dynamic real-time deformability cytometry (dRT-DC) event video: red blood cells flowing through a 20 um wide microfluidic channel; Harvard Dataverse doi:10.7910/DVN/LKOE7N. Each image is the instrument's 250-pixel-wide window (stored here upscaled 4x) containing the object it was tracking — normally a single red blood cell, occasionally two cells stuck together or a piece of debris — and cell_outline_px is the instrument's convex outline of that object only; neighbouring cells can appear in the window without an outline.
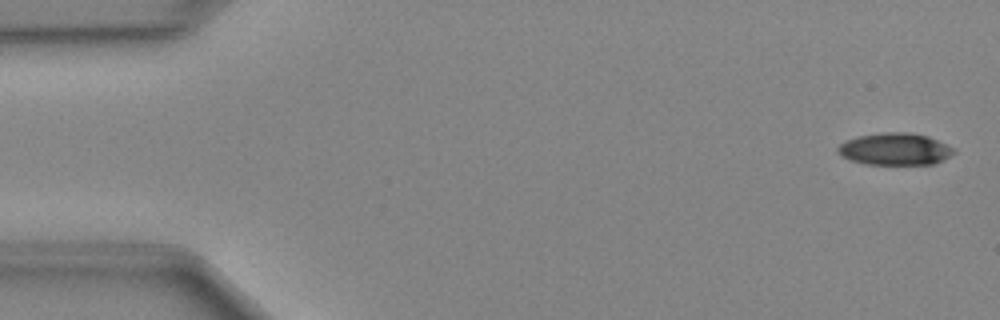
{"species": "Egyptian fruit bat (a non-hibernating species)", "species_latin": "Rousettus aegyptiacus", "temperature_condition": "cold", "stored_images_in_passage": 49, "camera_frame_rate_fps": 3000, "um_per_image_px": 0.085, "animal": {"sex": "female"}, "frame": {"image": 1, "passage_image": 2, "time_ms": 0.333, "image_size_px": [1000, 320], "cell_outline_px": [[956, 152], [932, 164], [868, 164], [852, 160], [840, 156], [836, 152], [836, 148], [844, 140], [856, 136], [880, 132], [912, 132], [928, 136], [956, 148]], "centroid_in_image_um": [76.03, 12.65], "position_along_channel_um": 9.0, "area_um2": 21.85}}
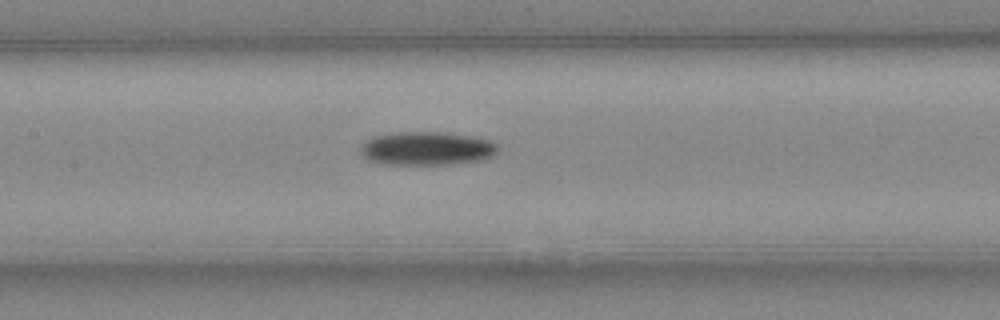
{"frame": {"image": 2, "passage_image": 23, "time_ms": 7.333, "image_size_px": [1000, 320], "cell_outline_px": [[496, 152], [492, 156], [484, 160], [448, 164], [384, 164], [368, 160], [360, 152], [360, 148], [372, 136], [396, 132], [444, 132], [472, 136], [488, 140], [496, 144]], "centroid_in_image_um": [36.26, 12.62], "position_along_channel_um": 171.1, "area_um2": 26.7}}
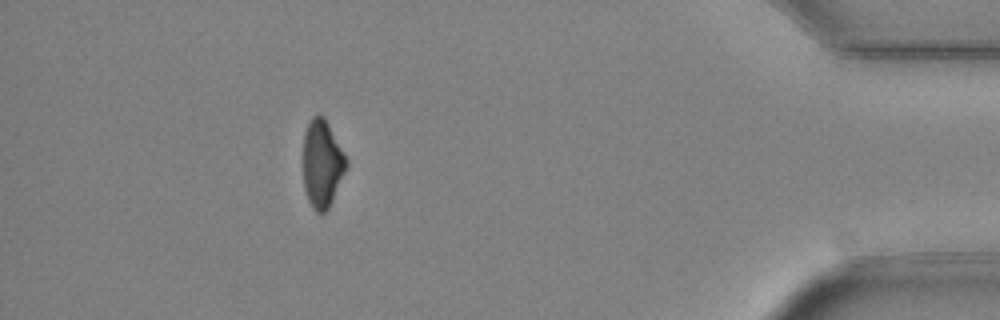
{"frame": {"image": 3, "passage_image": 44, "time_ms": 14.333, "image_size_px": [1000, 320], "cell_outline_px": [[348, 164], [332, 200], [328, 208], [324, 212], [316, 212], [312, 208], [308, 200], [304, 188], [304, 132], [308, 120], [312, 116], [324, 116], [348, 160]], "centroid_in_image_um": [27.37, 13.89], "position_along_channel_um": 407.8, "area_um2": 21.79}}